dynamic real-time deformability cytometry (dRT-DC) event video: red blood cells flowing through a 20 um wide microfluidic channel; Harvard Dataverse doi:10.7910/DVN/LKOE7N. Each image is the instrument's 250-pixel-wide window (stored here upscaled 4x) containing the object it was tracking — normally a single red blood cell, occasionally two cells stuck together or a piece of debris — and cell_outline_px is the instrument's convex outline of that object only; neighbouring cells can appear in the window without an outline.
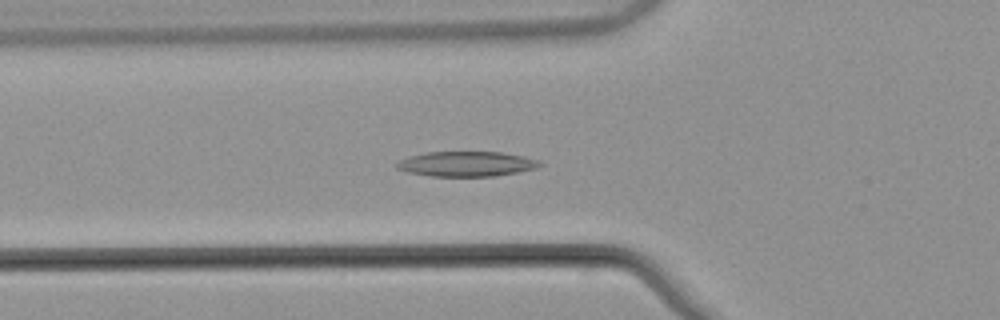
{"species": "common noctule bat (a hibernating species)", "species_latin": "Nyctalus noctula", "temperature_condition": "warm", "stored_images_in_passage": 47, "camera_frame_rate_fps": 3000, "um_per_image_px": 0.085, "animal": {"sex": "male", "body_mass_g": 21.5, "forearm_length_mm": 52.0}, "frame": {"image": 1, "passage_image": 20, "time_ms": 6.333, "image_size_px": [1000, 320], "cell_outline_px": [[544, 164], [536, 168], [516, 172], [492, 176], [432, 176], [408, 172], [396, 168], [396, 164], [400, 160], [408, 156], [428, 152], [500, 152], [524, 156], [540, 160]], "centroid_in_image_um": [39.67, 13.92], "position_along_channel_um": 86.1, "area_um2": 20.75}}
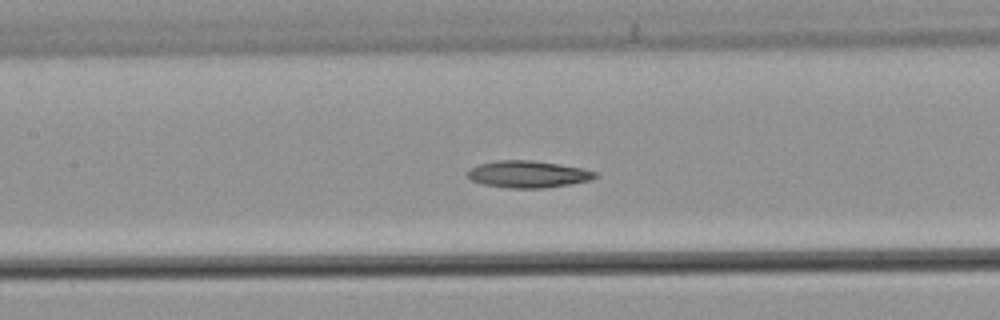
{"frame": {"image": 2, "passage_image": 26, "time_ms": 8.333, "image_size_px": [1000, 320], "cell_outline_px": [[600, 176], [588, 180], [568, 184], [544, 188], [508, 188], [484, 184], [472, 180], [468, 176], [468, 172], [472, 168], [480, 164], [496, 160], [532, 160], [560, 164], [580, 168], [596, 172]], "centroid_in_image_um": [44.89, 14.8], "position_along_channel_um": 162.5, "area_um2": 19.77}}
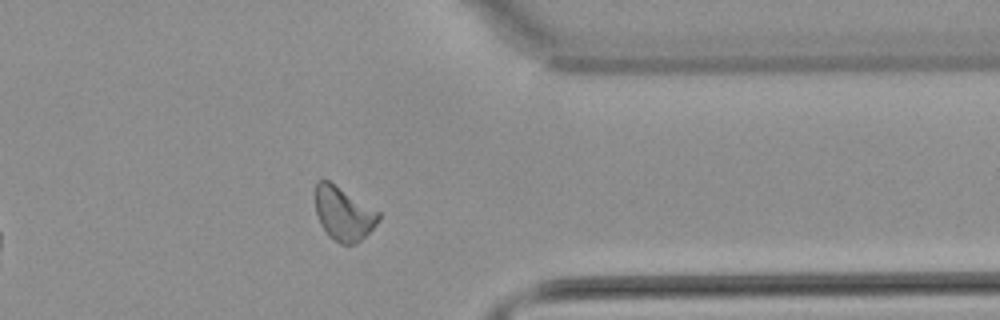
{"frame": {"image": 3, "passage_image": 44, "time_ms": 14.333, "image_size_px": [1000, 320], "cell_outline_px": [[380, 220], [356, 244], [340, 244], [328, 236], [320, 224], [316, 212], [312, 192], [316, 180], [328, 180], [380, 212]], "centroid_in_image_um": [29.13, 18.13], "position_along_channel_um": 382.3, "area_um2": 20.06}}